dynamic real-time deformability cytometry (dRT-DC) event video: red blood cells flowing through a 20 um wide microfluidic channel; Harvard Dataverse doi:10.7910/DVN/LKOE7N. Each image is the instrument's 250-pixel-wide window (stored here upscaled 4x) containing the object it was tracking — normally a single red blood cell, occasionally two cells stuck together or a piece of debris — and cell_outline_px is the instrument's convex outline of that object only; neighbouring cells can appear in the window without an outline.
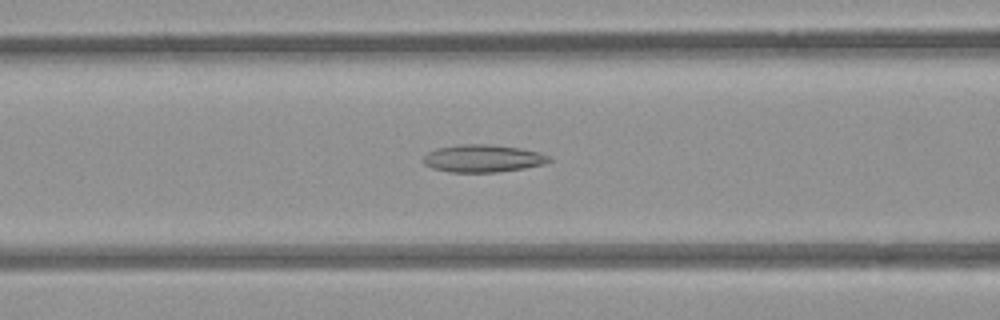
{"species": "common noctule bat (a hibernating species)", "species_latin": "Nyctalus noctula", "temperature_condition": "room temperature", "stored_images_in_passage": 53, "camera_frame_rate_fps": 3000, "um_per_image_px": 0.085, "animal": {"sex": "female", "body_mass_g": 21.9}, "frame": {"image": 1, "passage_image": 22, "time_ms": 7.0, "image_size_px": [1000, 320], "cell_outline_px": [[552, 160], [544, 164], [524, 168], [496, 172], [448, 172], [432, 168], [424, 164], [424, 156], [428, 152], [436, 148], [460, 144], [488, 144], [520, 148], [540, 152], [548, 156]], "centroid_in_image_um": [41.03, 13.46], "position_along_channel_um": 125.6, "area_um2": 20.17}}
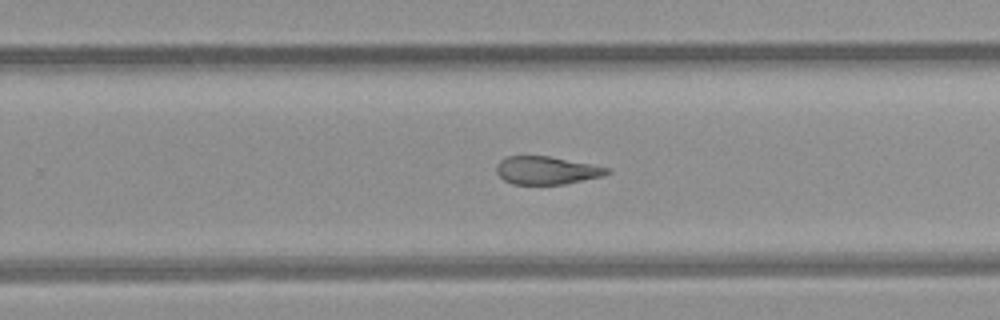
{"frame": {"image": 2, "passage_image": 34, "time_ms": 11.0, "image_size_px": [1000, 320], "cell_outline_px": [[612, 172], [604, 176], [564, 184], [512, 184], [504, 180], [496, 172], [496, 164], [500, 160], [508, 156], [548, 156], [592, 164], [612, 168]], "centroid_in_image_um": [46.49, 14.48], "position_along_channel_um": 283.3, "area_um2": 18.15}}
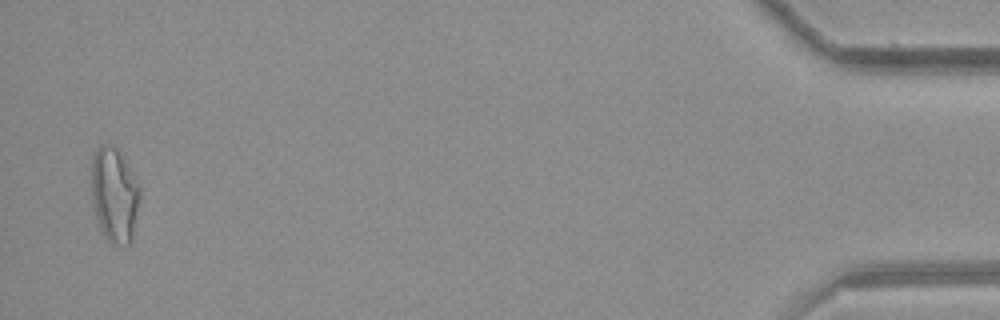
{"frame": {"image": 3, "passage_image": 52, "time_ms": 17.0, "image_size_px": [1000, 320], "cell_outline_px": [[140, 200], [132, 240], [128, 244], [112, 244], [104, 236], [100, 228], [96, 216], [92, 196], [92, 156], [96, 148], [100, 144], [112, 144], [116, 148], [140, 188]], "centroid_in_image_um": [9.72, 16.58], "position_along_channel_um": 425.5, "area_um2": 26.41}, "authors_computed_cell_mechanics": {"area_um2": 21.2704, "velocity_mm_per_s": 3.9538, "shape_relaxation_time_tau1_ms": null, "shape_relaxation_time_tau2_ms": 3.5773, "deformation_change_tau1": null, "deformation_change_tau2": 0.1323}}